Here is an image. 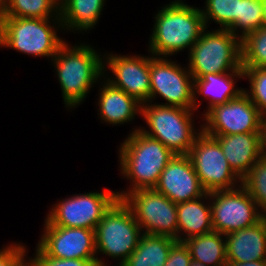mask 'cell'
Returning <instances> with one entry per match:
<instances>
[{
	"label": "cell",
	"instance_id": "cell-1",
	"mask_svg": "<svg viewBox=\"0 0 266 266\" xmlns=\"http://www.w3.org/2000/svg\"><path fill=\"white\" fill-rule=\"evenodd\" d=\"M205 29L201 9L183 1H172L155 16L149 53L153 56L169 57L186 48L190 52Z\"/></svg>",
	"mask_w": 266,
	"mask_h": 266
},
{
	"label": "cell",
	"instance_id": "cell-2",
	"mask_svg": "<svg viewBox=\"0 0 266 266\" xmlns=\"http://www.w3.org/2000/svg\"><path fill=\"white\" fill-rule=\"evenodd\" d=\"M118 150L120 171L131 181L127 191L117 192L119 199L135 190L154 188L161 172L175 156L159 140L141 132L140 127L128 135Z\"/></svg>",
	"mask_w": 266,
	"mask_h": 266
},
{
	"label": "cell",
	"instance_id": "cell-3",
	"mask_svg": "<svg viewBox=\"0 0 266 266\" xmlns=\"http://www.w3.org/2000/svg\"><path fill=\"white\" fill-rule=\"evenodd\" d=\"M66 107L74 108L86 99L92 85L103 75V59L93 47L64 42L51 59Z\"/></svg>",
	"mask_w": 266,
	"mask_h": 266
},
{
	"label": "cell",
	"instance_id": "cell-4",
	"mask_svg": "<svg viewBox=\"0 0 266 266\" xmlns=\"http://www.w3.org/2000/svg\"><path fill=\"white\" fill-rule=\"evenodd\" d=\"M50 19L0 17V47L52 59L65 41L55 31L62 28L61 19H53V26Z\"/></svg>",
	"mask_w": 266,
	"mask_h": 266
},
{
	"label": "cell",
	"instance_id": "cell-5",
	"mask_svg": "<svg viewBox=\"0 0 266 266\" xmlns=\"http://www.w3.org/2000/svg\"><path fill=\"white\" fill-rule=\"evenodd\" d=\"M202 32L189 52L188 68L193 78L210 73L243 72L241 39L230 30Z\"/></svg>",
	"mask_w": 266,
	"mask_h": 266
},
{
	"label": "cell",
	"instance_id": "cell-6",
	"mask_svg": "<svg viewBox=\"0 0 266 266\" xmlns=\"http://www.w3.org/2000/svg\"><path fill=\"white\" fill-rule=\"evenodd\" d=\"M151 103L141 104V116L150 130L140 131L159 140L174 154H188L200 132L193 128L195 110Z\"/></svg>",
	"mask_w": 266,
	"mask_h": 266
},
{
	"label": "cell",
	"instance_id": "cell-7",
	"mask_svg": "<svg viewBox=\"0 0 266 266\" xmlns=\"http://www.w3.org/2000/svg\"><path fill=\"white\" fill-rule=\"evenodd\" d=\"M142 235L132 211L118 199L95 229L96 254L117 258L121 266L137 248Z\"/></svg>",
	"mask_w": 266,
	"mask_h": 266
},
{
	"label": "cell",
	"instance_id": "cell-8",
	"mask_svg": "<svg viewBox=\"0 0 266 266\" xmlns=\"http://www.w3.org/2000/svg\"><path fill=\"white\" fill-rule=\"evenodd\" d=\"M130 208L143 234L167 236L178 241L177 204L154 188L127 193Z\"/></svg>",
	"mask_w": 266,
	"mask_h": 266
},
{
	"label": "cell",
	"instance_id": "cell-9",
	"mask_svg": "<svg viewBox=\"0 0 266 266\" xmlns=\"http://www.w3.org/2000/svg\"><path fill=\"white\" fill-rule=\"evenodd\" d=\"M199 129L187 155L204 190L209 193L239 187L242 179L230 167L218 140Z\"/></svg>",
	"mask_w": 266,
	"mask_h": 266
},
{
	"label": "cell",
	"instance_id": "cell-10",
	"mask_svg": "<svg viewBox=\"0 0 266 266\" xmlns=\"http://www.w3.org/2000/svg\"><path fill=\"white\" fill-rule=\"evenodd\" d=\"M117 192L77 194L56 203L47 214L44 226L95 230L104 214L118 200Z\"/></svg>",
	"mask_w": 266,
	"mask_h": 266
},
{
	"label": "cell",
	"instance_id": "cell-11",
	"mask_svg": "<svg viewBox=\"0 0 266 266\" xmlns=\"http://www.w3.org/2000/svg\"><path fill=\"white\" fill-rule=\"evenodd\" d=\"M209 202L213 229L224 235L250 227L263 218V213L242 185L209 192Z\"/></svg>",
	"mask_w": 266,
	"mask_h": 266
},
{
	"label": "cell",
	"instance_id": "cell-12",
	"mask_svg": "<svg viewBox=\"0 0 266 266\" xmlns=\"http://www.w3.org/2000/svg\"><path fill=\"white\" fill-rule=\"evenodd\" d=\"M204 113L205 124L201 126V130L212 137L262 132L265 119L244 92Z\"/></svg>",
	"mask_w": 266,
	"mask_h": 266
},
{
	"label": "cell",
	"instance_id": "cell-13",
	"mask_svg": "<svg viewBox=\"0 0 266 266\" xmlns=\"http://www.w3.org/2000/svg\"><path fill=\"white\" fill-rule=\"evenodd\" d=\"M161 56L150 57V100L163 97L165 106L193 109L194 78L189 69Z\"/></svg>",
	"mask_w": 266,
	"mask_h": 266
},
{
	"label": "cell",
	"instance_id": "cell-14",
	"mask_svg": "<svg viewBox=\"0 0 266 266\" xmlns=\"http://www.w3.org/2000/svg\"><path fill=\"white\" fill-rule=\"evenodd\" d=\"M47 255L58 259H97V266H107L96 252L95 230L44 226L37 244Z\"/></svg>",
	"mask_w": 266,
	"mask_h": 266
},
{
	"label": "cell",
	"instance_id": "cell-15",
	"mask_svg": "<svg viewBox=\"0 0 266 266\" xmlns=\"http://www.w3.org/2000/svg\"><path fill=\"white\" fill-rule=\"evenodd\" d=\"M103 59L105 60L103 61V75L107 71L106 68H109L114 75L110 78L105 75L103 79L135 98L139 103H149L151 92L150 56L105 54Z\"/></svg>",
	"mask_w": 266,
	"mask_h": 266
},
{
	"label": "cell",
	"instance_id": "cell-16",
	"mask_svg": "<svg viewBox=\"0 0 266 266\" xmlns=\"http://www.w3.org/2000/svg\"><path fill=\"white\" fill-rule=\"evenodd\" d=\"M154 189L176 204L206 193L187 154H175L161 172Z\"/></svg>",
	"mask_w": 266,
	"mask_h": 266
},
{
	"label": "cell",
	"instance_id": "cell-17",
	"mask_svg": "<svg viewBox=\"0 0 266 266\" xmlns=\"http://www.w3.org/2000/svg\"><path fill=\"white\" fill-rule=\"evenodd\" d=\"M232 170L242 179L262 156V132L215 136Z\"/></svg>",
	"mask_w": 266,
	"mask_h": 266
},
{
	"label": "cell",
	"instance_id": "cell-18",
	"mask_svg": "<svg viewBox=\"0 0 266 266\" xmlns=\"http://www.w3.org/2000/svg\"><path fill=\"white\" fill-rule=\"evenodd\" d=\"M227 262L266 259V220L225 235Z\"/></svg>",
	"mask_w": 266,
	"mask_h": 266
},
{
	"label": "cell",
	"instance_id": "cell-19",
	"mask_svg": "<svg viewBox=\"0 0 266 266\" xmlns=\"http://www.w3.org/2000/svg\"><path fill=\"white\" fill-rule=\"evenodd\" d=\"M234 77L244 78V72L210 73L201 78H194L193 110H198L197 108L201 104V102H197L198 94L209 99L206 112L216 105L227 103L239 97L244 89H235L236 79Z\"/></svg>",
	"mask_w": 266,
	"mask_h": 266
},
{
	"label": "cell",
	"instance_id": "cell-20",
	"mask_svg": "<svg viewBox=\"0 0 266 266\" xmlns=\"http://www.w3.org/2000/svg\"><path fill=\"white\" fill-rule=\"evenodd\" d=\"M99 87V116L105 123L120 125L132 121L141 114V103L123 90L114 87L107 80Z\"/></svg>",
	"mask_w": 266,
	"mask_h": 266
},
{
	"label": "cell",
	"instance_id": "cell-21",
	"mask_svg": "<svg viewBox=\"0 0 266 266\" xmlns=\"http://www.w3.org/2000/svg\"><path fill=\"white\" fill-rule=\"evenodd\" d=\"M208 197L209 193L206 192L199 198L177 203L178 241L184 242L189 238L214 231L211 205L208 202L205 204L203 200H209Z\"/></svg>",
	"mask_w": 266,
	"mask_h": 266
},
{
	"label": "cell",
	"instance_id": "cell-22",
	"mask_svg": "<svg viewBox=\"0 0 266 266\" xmlns=\"http://www.w3.org/2000/svg\"><path fill=\"white\" fill-rule=\"evenodd\" d=\"M105 0H60L62 29L88 31L98 23ZM66 28V29H65Z\"/></svg>",
	"mask_w": 266,
	"mask_h": 266
},
{
	"label": "cell",
	"instance_id": "cell-23",
	"mask_svg": "<svg viewBox=\"0 0 266 266\" xmlns=\"http://www.w3.org/2000/svg\"><path fill=\"white\" fill-rule=\"evenodd\" d=\"M176 241L167 236L143 234L137 248L121 266H164Z\"/></svg>",
	"mask_w": 266,
	"mask_h": 266
},
{
	"label": "cell",
	"instance_id": "cell-24",
	"mask_svg": "<svg viewBox=\"0 0 266 266\" xmlns=\"http://www.w3.org/2000/svg\"><path fill=\"white\" fill-rule=\"evenodd\" d=\"M223 237V238H222ZM225 235L216 231L187 239V245L193 261L206 266H226Z\"/></svg>",
	"mask_w": 266,
	"mask_h": 266
},
{
	"label": "cell",
	"instance_id": "cell-25",
	"mask_svg": "<svg viewBox=\"0 0 266 266\" xmlns=\"http://www.w3.org/2000/svg\"><path fill=\"white\" fill-rule=\"evenodd\" d=\"M60 0H10L0 17L60 18Z\"/></svg>",
	"mask_w": 266,
	"mask_h": 266
},
{
	"label": "cell",
	"instance_id": "cell-26",
	"mask_svg": "<svg viewBox=\"0 0 266 266\" xmlns=\"http://www.w3.org/2000/svg\"><path fill=\"white\" fill-rule=\"evenodd\" d=\"M201 12L206 28L213 20L219 29L229 30L239 19V0H206Z\"/></svg>",
	"mask_w": 266,
	"mask_h": 266
},
{
	"label": "cell",
	"instance_id": "cell-27",
	"mask_svg": "<svg viewBox=\"0 0 266 266\" xmlns=\"http://www.w3.org/2000/svg\"><path fill=\"white\" fill-rule=\"evenodd\" d=\"M261 27H263V1L239 0V19L229 30L243 40ZM238 30L242 32L241 35L237 33Z\"/></svg>",
	"mask_w": 266,
	"mask_h": 266
},
{
	"label": "cell",
	"instance_id": "cell-28",
	"mask_svg": "<svg viewBox=\"0 0 266 266\" xmlns=\"http://www.w3.org/2000/svg\"><path fill=\"white\" fill-rule=\"evenodd\" d=\"M242 67H266V27L248 34L241 40Z\"/></svg>",
	"mask_w": 266,
	"mask_h": 266
},
{
	"label": "cell",
	"instance_id": "cell-29",
	"mask_svg": "<svg viewBox=\"0 0 266 266\" xmlns=\"http://www.w3.org/2000/svg\"><path fill=\"white\" fill-rule=\"evenodd\" d=\"M241 185L249 192L258 208L266 213V159L262 156L242 178Z\"/></svg>",
	"mask_w": 266,
	"mask_h": 266
},
{
	"label": "cell",
	"instance_id": "cell-30",
	"mask_svg": "<svg viewBox=\"0 0 266 266\" xmlns=\"http://www.w3.org/2000/svg\"><path fill=\"white\" fill-rule=\"evenodd\" d=\"M244 77L248 78L250 91L244 93L250 98L251 102L258 108L260 114L266 118V67H242Z\"/></svg>",
	"mask_w": 266,
	"mask_h": 266
},
{
	"label": "cell",
	"instance_id": "cell-31",
	"mask_svg": "<svg viewBox=\"0 0 266 266\" xmlns=\"http://www.w3.org/2000/svg\"><path fill=\"white\" fill-rule=\"evenodd\" d=\"M36 255L28 259L32 266H97V259H58L47 256L38 246Z\"/></svg>",
	"mask_w": 266,
	"mask_h": 266
},
{
	"label": "cell",
	"instance_id": "cell-32",
	"mask_svg": "<svg viewBox=\"0 0 266 266\" xmlns=\"http://www.w3.org/2000/svg\"><path fill=\"white\" fill-rule=\"evenodd\" d=\"M26 246L22 244L7 245L0 249V266H24L28 260L26 257Z\"/></svg>",
	"mask_w": 266,
	"mask_h": 266
},
{
	"label": "cell",
	"instance_id": "cell-33",
	"mask_svg": "<svg viewBox=\"0 0 266 266\" xmlns=\"http://www.w3.org/2000/svg\"><path fill=\"white\" fill-rule=\"evenodd\" d=\"M192 261L187 245L184 242L176 241L171 246L164 266H190Z\"/></svg>",
	"mask_w": 266,
	"mask_h": 266
},
{
	"label": "cell",
	"instance_id": "cell-34",
	"mask_svg": "<svg viewBox=\"0 0 266 266\" xmlns=\"http://www.w3.org/2000/svg\"><path fill=\"white\" fill-rule=\"evenodd\" d=\"M226 266H266V259L250 262H227Z\"/></svg>",
	"mask_w": 266,
	"mask_h": 266
},
{
	"label": "cell",
	"instance_id": "cell-35",
	"mask_svg": "<svg viewBox=\"0 0 266 266\" xmlns=\"http://www.w3.org/2000/svg\"><path fill=\"white\" fill-rule=\"evenodd\" d=\"M262 157L266 159V118L262 124Z\"/></svg>",
	"mask_w": 266,
	"mask_h": 266
},
{
	"label": "cell",
	"instance_id": "cell-36",
	"mask_svg": "<svg viewBox=\"0 0 266 266\" xmlns=\"http://www.w3.org/2000/svg\"><path fill=\"white\" fill-rule=\"evenodd\" d=\"M263 26L266 27V0L263 1Z\"/></svg>",
	"mask_w": 266,
	"mask_h": 266
},
{
	"label": "cell",
	"instance_id": "cell-37",
	"mask_svg": "<svg viewBox=\"0 0 266 266\" xmlns=\"http://www.w3.org/2000/svg\"><path fill=\"white\" fill-rule=\"evenodd\" d=\"M10 0H0V12L7 6Z\"/></svg>",
	"mask_w": 266,
	"mask_h": 266
},
{
	"label": "cell",
	"instance_id": "cell-38",
	"mask_svg": "<svg viewBox=\"0 0 266 266\" xmlns=\"http://www.w3.org/2000/svg\"><path fill=\"white\" fill-rule=\"evenodd\" d=\"M190 266H206V265H204V264H202L200 262H197V261H192Z\"/></svg>",
	"mask_w": 266,
	"mask_h": 266
}]
</instances>
